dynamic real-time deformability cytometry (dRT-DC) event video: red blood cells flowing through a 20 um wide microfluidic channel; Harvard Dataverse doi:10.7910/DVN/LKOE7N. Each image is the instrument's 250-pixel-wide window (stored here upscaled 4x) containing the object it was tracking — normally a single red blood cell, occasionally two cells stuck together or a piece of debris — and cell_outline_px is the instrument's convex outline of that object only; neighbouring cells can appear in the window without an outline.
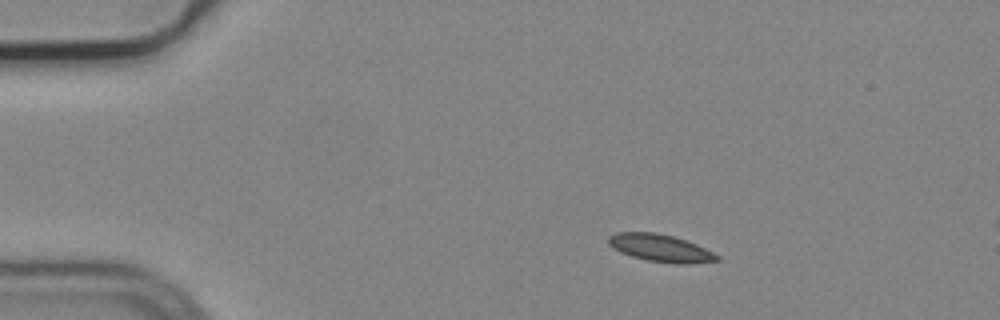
{"species": "common noctule bat (a hibernating species)", "species_latin": "Nyctalus noctula", "temperature_condition": "cold", "stored_images_in_passage": 2, "camera_frame_rate_fps": 3000, "um_per_image_px": 0.085, "animal": {"sex": "male", "body_mass_g": 19.2, "forearm_length_mm": 51.8}, "frame": {"image": 1, "passage_image": 1, "time_ms": 0.0, "image_size_px": [1000, 320], "cell_outline_px": [[720, 260], [684, 264], [680, 264], [648, 260], [632, 256], [620, 252], [612, 248], [608, 244], [608, 236], [616, 232], [656, 232], [672, 236], [696, 244], [720, 256]], "centroid_in_image_um": [56.1, 21.07], "position_along_channel_um": 28.9, "area_um2": 17.17}}